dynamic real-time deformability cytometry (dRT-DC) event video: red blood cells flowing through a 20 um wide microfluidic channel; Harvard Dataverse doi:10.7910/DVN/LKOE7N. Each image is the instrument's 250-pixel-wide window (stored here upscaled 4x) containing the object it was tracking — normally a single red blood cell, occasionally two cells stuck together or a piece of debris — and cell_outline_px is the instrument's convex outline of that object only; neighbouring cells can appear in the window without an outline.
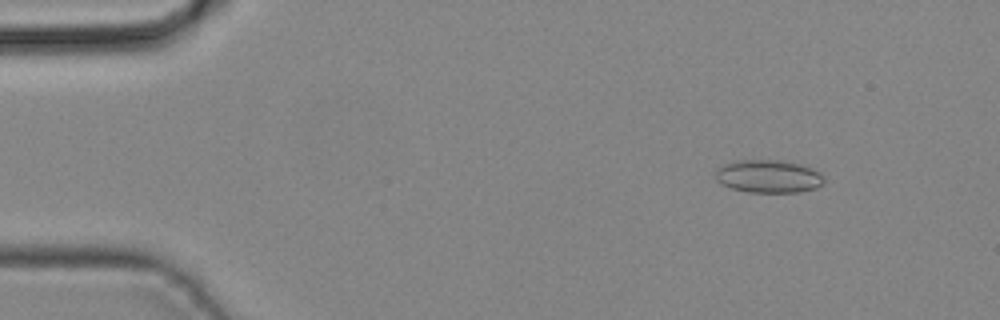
{"species": "common noctule bat (a hibernating species)", "species_latin": "Nyctalus noctula", "temperature_condition": "cold", "stored_images_in_passage": 42, "camera_frame_rate_fps": 3000, "um_per_image_px": 0.085, "animal": {"sex": "male", "body_mass_g": 19.2, "forearm_length_mm": 51.8}, "frame": {"image": 1, "passage_image": 5, "time_ms": 1.333, "image_size_px": [1000, 320], "cell_outline_px": [[824, 180], [816, 188], [800, 192], [748, 192], [732, 188], [720, 184], [716, 180], [716, 172], [720, 168], [736, 160], [780, 160], [804, 164], [820, 172], [824, 176]], "centroid_in_image_um": [65.36, 14.99], "position_along_channel_um": 19.6, "area_um2": 20.81}}
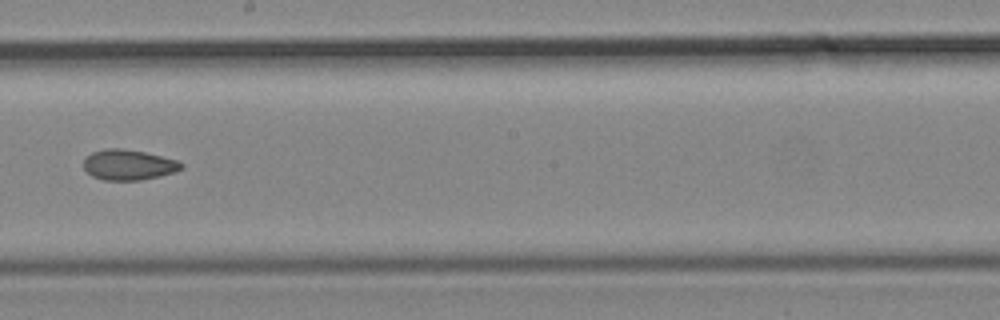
{"frame": {"image": 2, "passage_image": 24, "time_ms": 7.667, "image_size_px": [1000, 320], "cell_outline_px": [[184, 168], [160, 176], [140, 180], [104, 180], [92, 176], [84, 168], [84, 160], [92, 152], [104, 148], [120, 148], [144, 152], [176, 160], [184, 164]], "centroid_in_image_um": [10.92, 14.01], "position_along_channel_um": 237.3, "area_um2": 17.17}}
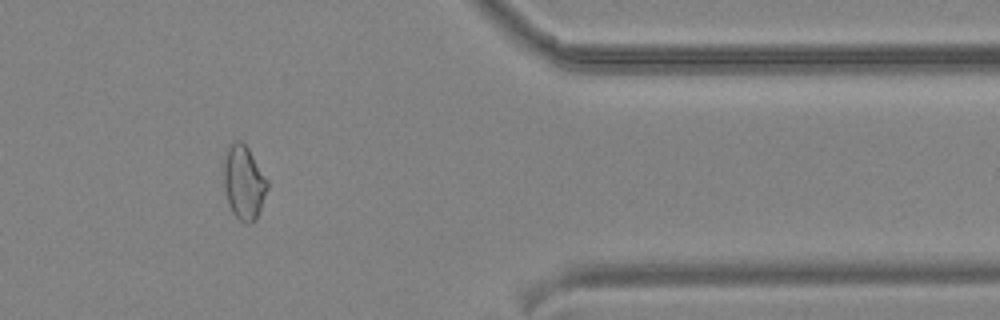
{"frame": {"image": 3, "passage_image": 35, "time_ms": 11.333, "image_size_px": [1000, 320], "cell_outline_px": [[268, 188], [256, 220], [248, 224], [240, 220], [232, 212], [228, 204], [224, 188], [224, 164], [228, 144], [236, 140], [240, 140], [248, 148], [268, 180]], "centroid_in_image_um": [20.72, 15.51], "position_along_channel_um": 390.7, "area_um2": 18.79}}